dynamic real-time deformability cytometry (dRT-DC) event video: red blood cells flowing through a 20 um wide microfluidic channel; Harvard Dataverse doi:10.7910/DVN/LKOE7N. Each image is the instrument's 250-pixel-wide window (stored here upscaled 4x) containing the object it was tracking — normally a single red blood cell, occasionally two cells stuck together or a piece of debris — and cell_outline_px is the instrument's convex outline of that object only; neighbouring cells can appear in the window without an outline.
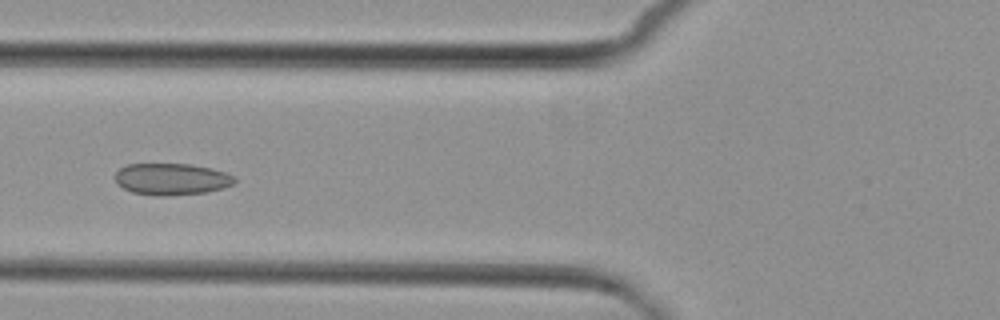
{"species": "common noctule bat (a hibernating species)", "species_latin": "Nyctalus noctula", "temperature_condition": "cold", "stored_images_in_passage": 8, "camera_frame_rate_fps": 3000, "um_per_image_px": 0.085, "animal": {"sex": "female", "body_mass_g": 29.2, "forearm_length_mm": 56.3}, "frame": {"image": 1, "passage_image": 5, "time_ms": 5.667, "image_size_px": [1000, 320], "cell_outline_px": [[236, 180], [232, 184], [224, 188], [208, 192], [160, 196], [156, 196], [132, 192], [116, 184], [116, 172], [120, 168], [128, 164], [192, 164], [212, 168], [236, 176]], "centroid_in_image_um": [14.6, 15.22], "position_along_channel_um": 111.2, "area_um2": 22.14}}
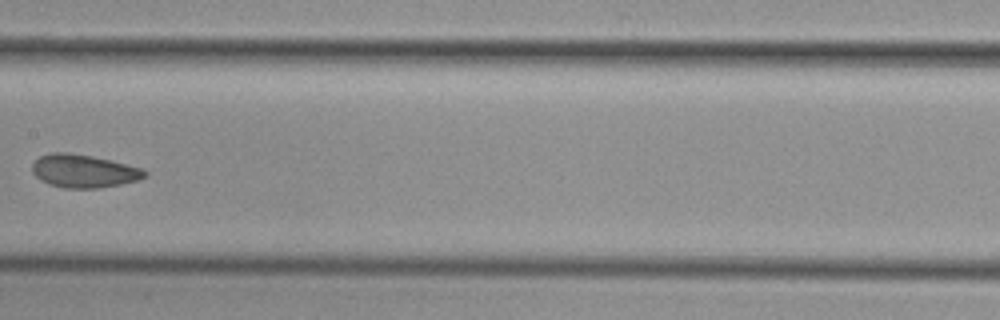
{"frame": {"image": 2, "passage_image": 7, "time_ms": 8.0, "image_size_px": [1000, 320], "cell_outline_px": [[148, 176], [136, 180], [120, 184], [96, 188], [64, 188], [48, 184], [40, 180], [32, 172], [32, 164], [40, 156], [52, 152], [68, 152], [92, 156], [112, 160], [144, 168], [148, 172]], "centroid_in_image_um": [7.13, 14.53], "position_along_channel_um": 200.3, "area_um2": 21.85}}
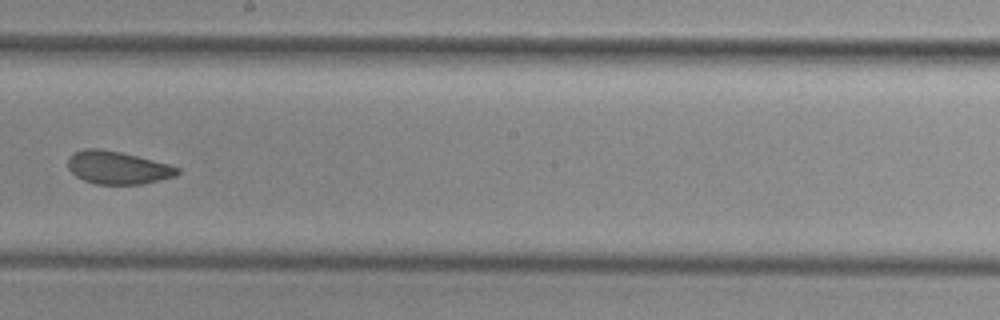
{"frame": {"image": 3, "passage_image": 8, "time_ms": 9.0, "image_size_px": [1000, 320], "cell_outline_px": [[180, 172], [176, 176], [144, 184], [96, 184], [84, 180], [76, 176], [68, 168], [68, 156], [76, 152], [88, 148], [100, 148], [120, 152], [168, 164], [180, 168]], "centroid_in_image_um": [10.01, 14.26], "position_along_channel_um": 238.2, "area_um2": 20.87}}